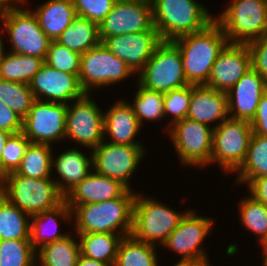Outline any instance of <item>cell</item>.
<instances>
[{
	"mask_svg": "<svg viewBox=\"0 0 267 266\" xmlns=\"http://www.w3.org/2000/svg\"><path fill=\"white\" fill-rule=\"evenodd\" d=\"M251 127L254 134L267 137V91L261 97Z\"/></svg>",
	"mask_w": 267,
	"mask_h": 266,
	"instance_id": "45",
	"label": "cell"
},
{
	"mask_svg": "<svg viewBox=\"0 0 267 266\" xmlns=\"http://www.w3.org/2000/svg\"><path fill=\"white\" fill-rule=\"evenodd\" d=\"M173 42L182 56L184 75L189 84L205 85L219 53L229 43L214 20L205 29L181 36Z\"/></svg>",
	"mask_w": 267,
	"mask_h": 266,
	"instance_id": "2",
	"label": "cell"
},
{
	"mask_svg": "<svg viewBox=\"0 0 267 266\" xmlns=\"http://www.w3.org/2000/svg\"><path fill=\"white\" fill-rule=\"evenodd\" d=\"M77 266H110V265L107 263L96 261L94 259H90L80 254L77 261Z\"/></svg>",
	"mask_w": 267,
	"mask_h": 266,
	"instance_id": "47",
	"label": "cell"
},
{
	"mask_svg": "<svg viewBox=\"0 0 267 266\" xmlns=\"http://www.w3.org/2000/svg\"><path fill=\"white\" fill-rule=\"evenodd\" d=\"M52 169H55L61 178L55 180L59 191L65 197L92 171V153L89 157L77 148H69L57 158L52 157Z\"/></svg>",
	"mask_w": 267,
	"mask_h": 266,
	"instance_id": "24",
	"label": "cell"
},
{
	"mask_svg": "<svg viewBox=\"0 0 267 266\" xmlns=\"http://www.w3.org/2000/svg\"><path fill=\"white\" fill-rule=\"evenodd\" d=\"M142 145H119L105 142L92 149L93 171L120 181L128 189L130 179L145 155Z\"/></svg>",
	"mask_w": 267,
	"mask_h": 266,
	"instance_id": "13",
	"label": "cell"
},
{
	"mask_svg": "<svg viewBox=\"0 0 267 266\" xmlns=\"http://www.w3.org/2000/svg\"><path fill=\"white\" fill-rule=\"evenodd\" d=\"M67 104L35 100L22 121V133L35 144L64 140Z\"/></svg>",
	"mask_w": 267,
	"mask_h": 266,
	"instance_id": "14",
	"label": "cell"
},
{
	"mask_svg": "<svg viewBox=\"0 0 267 266\" xmlns=\"http://www.w3.org/2000/svg\"><path fill=\"white\" fill-rule=\"evenodd\" d=\"M20 6L0 13L2 31L10 38L9 51L45 60L51 40L40 28L35 14Z\"/></svg>",
	"mask_w": 267,
	"mask_h": 266,
	"instance_id": "8",
	"label": "cell"
},
{
	"mask_svg": "<svg viewBox=\"0 0 267 266\" xmlns=\"http://www.w3.org/2000/svg\"><path fill=\"white\" fill-rule=\"evenodd\" d=\"M227 93L205 85H192L187 118L215 128L228 118ZM220 120L214 127L210 125Z\"/></svg>",
	"mask_w": 267,
	"mask_h": 266,
	"instance_id": "22",
	"label": "cell"
},
{
	"mask_svg": "<svg viewBox=\"0 0 267 266\" xmlns=\"http://www.w3.org/2000/svg\"><path fill=\"white\" fill-rule=\"evenodd\" d=\"M80 254L79 242L73 235H67L38 249L36 263L39 264L36 266H77Z\"/></svg>",
	"mask_w": 267,
	"mask_h": 266,
	"instance_id": "30",
	"label": "cell"
},
{
	"mask_svg": "<svg viewBox=\"0 0 267 266\" xmlns=\"http://www.w3.org/2000/svg\"><path fill=\"white\" fill-rule=\"evenodd\" d=\"M77 16L99 25L110 13L116 0H72Z\"/></svg>",
	"mask_w": 267,
	"mask_h": 266,
	"instance_id": "42",
	"label": "cell"
},
{
	"mask_svg": "<svg viewBox=\"0 0 267 266\" xmlns=\"http://www.w3.org/2000/svg\"><path fill=\"white\" fill-rule=\"evenodd\" d=\"M56 41L70 50L83 54L101 43L98 24L77 16Z\"/></svg>",
	"mask_w": 267,
	"mask_h": 266,
	"instance_id": "28",
	"label": "cell"
},
{
	"mask_svg": "<svg viewBox=\"0 0 267 266\" xmlns=\"http://www.w3.org/2000/svg\"><path fill=\"white\" fill-rule=\"evenodd\" d=\"M215 17L229 43L249 44L267 34V0H231Z\"/></svg>",
	"mask_w": 267,
	"mask_h": 266,
	"instance_id": "6",
	"label": "cell"
},
{
	"mask_svg": "<svg viewBox=\"0 0 267 266\" xmlns=\"http://www.w3.org/2000/svg\"><path fill=\"white\" fill-rule=\"evenodd\" d=\"M236 173L235 185L267 176V137L252 134L246 158Z\"/></svg>",
	"mask_w": 267,
	"mask_h": 266,
	"instance_id": "32",
	"label": "cell"
},
{
	"mask_svg": "<svg viewBox=\"0 0 267 266\" xmlns=\"http://www.w3.org/2000/svg\"><path fill=\"white\" fill-rule=\"evenodd\" d=\"M4 50H5L4 43H3V39H2V36H1V32H0V56L2 55Z\"/></svg>",
	"mask_w": 267,
	"mask_h": 266,
	"instance_id": "51",
	"label": "cell"
},
{
	"mask_svg": "<svg viewBox=\"0 0 267 266\" xmlns=\"http://www.w3.org/2000/svg\"><path fill=\"white\" fill-rule=\"evenodd\" d=\"M251 67L247 44L228 43L213 64L205 86L227 93Z\"/></svg>",
	"mask_w": 267,
	"mask_h": 266,
	"instance_id": "19",
	"label": "cell"
},
{
	"mask_svg": "<svg viewBox=\"0 0 267 266\" xmlns=\"http://www.w3.org/2000/svg\"><path fill=\"white\" fill-rule=\"evenodd\" d=\"M81 54L68 49L56 40L51 41L45 63L58 71L79 76Z\"/></svg>",
	"mask_w": 267,
	"mask_h": 266,
	"instance_id": "39",
	"label": "cell"
},
{
	"mask_svg": "<svg viewBox=\"0 0 267 266\" xmlns=\"http://www.w3.org/2000/svg\"><path fill=\"white\" fill-rule=\"evenodd\" d=\"M127 190L120 181L92 171L65 196V202L72 210L77 205L105 202L121 197Z\"/></svg>",
	"mask_w": 267,
	"mask_h": 266,
	"instance_id": "21",
	"label": "cell"
},
{
	"mask_svg": "<svg viewBox=\"0 0 267 266\" xmlns=\"http://www.w3.org/2000/svg\"><path fill=\"white\" fill-rule=\"evenodd\" d=\"M57 219L73 221L72 211L65 201L52 210L31 216L30 242L35 251L45 244L63 239L69 235V233L65 234L57 231L58 222H60ZM49 225H53V228Z\"/></svg>",
	"mask_w": 267,
	"mask_h": 266,
	"instance_id": "25",
	"label": "cell"
},
{
	"mask_svg": "<svg viewBox=\"0 0 267 266\" xmlns=\"http://www.w3.org/2000/svg\"><path fill=\"white\" fill-rule=\"evenodd\" d=\"M250 196L267 206V176L257 177L247 183Z\"/></svg>",
	"mask_w": 267,
	"mask_h": 266,
	"instance_id": "46",
	"label": "cell"
},
{
	"mask_svg": "<svg viewBox=\"0 0 267 266\" xmlns=\"http://www.w3.org/2000/svg\"><path fill=\"white\" fill-rule=\"evenodd\" d=\"M52 150V145L31 143L14 173L32 179L51 178Z\"/></svg>",
	"mask_w": 267,
	"mask_h": 266,
	"instance_id": "33",
	"label": "cell"
},
{
	"mask_svg": "<svg viewBox=\"0 0 267 266\" xmlns=\"http://www.w3.org/2000/svg\"><path fill=\"white\" fill-rule=\"evenodd\" d=\"M263 251V255H264V259H263V264H262V266H267V249H265V250H262Z\"/></svg>",
	"mask_w": 267,
	"mask_h": 266,
	"instance_id": "52",
	"label": "cell"
},
{
	"mask_svg": "<svg viewBox=\"0 0 267 266\" xmlns=\"http://www.w3.org/2000/svg\"><path fill=\"white\" fill-rule=\"evenodd\" d=\"M181 164L203 167L211 164L213 128L189 118L168 130Z\"/></svg>",
	"mask_w": 267,
	"mask_h": 266,
	"instance_id": "10",
	"label": "cell"
},
{
	"mask_svg": "<svg viewBox=\"0 0 267 266\" xmlns=\"http://www.w3.org/2000/svg\"><path fill=\"white\" fill-rule=\"evenodd\" d=\"M37 7L32 12L37 17L40 28L51 41L57 40L77 17L72 0H48Z\"/></svg>",
	"mask_w": 267,
	"mask_h": 266,
	"instance_id": "26",
	"label": "cell"
},
{
	"mask_svg": "<svg viewBox=\"0 0 267 266\" xmlns=\"http://www.w3.org/2000/svg\"><path fill=\"white\" fill-rule=\"evenodd\" d=\"M86 93L82 98L67 104L65 138L74 140L89 149L104 140V112ZM74 104V105H73Z\"/></svg>",
	"mask_w": 267,
	"mask_h": 266,
	"instance_id": "12",
	"label": "cell"
},
{
	"mask_svg": "<svg viewBox=\"0 0 267 266\" xmlns=\"http://www.w3.org/2000/svg\"><path fill=\"white\" fill-rule=\"evenodd\" d=\"M138 90L134 98L133 112L142 126L145 120H161L164 116V94L141 86L137 82ZM144 120V121H143Z\"/></svg>",
	"mask_w": 267,
	"mask_h": 266,
	"instance_id": "37",
	"label": "cell"
},
{
	"mask_svg": "<svg viewBox=\"0 0 267 266\" xmlns=\"http://www.w3.org/2000/svg\"><path fill=\"white\" fill-rule=\"evenodd\" d=\"M23 119L0 100V129L10 134L22 132Z\"/></svg>",
	"mask_w": 267,
	"mask_h": 266,
	"instance_id": "44",
	"label": "cell"
},
{
	"mask_svg": "<svg viewBox=\"0 0 267 266\" xmlns=\"http://www.w3.org/2000/svg\"><path fill=\"white\" fill-rule=\"evenodd\" d=\"M30 240H0V266H36Z\"/></svg>",
	"mask_w": 267,
	"mask_h": 266,
	"instance_id": "38",
	"label": "cell"
},
{
	"mask_svg": "<svg viewBox=\"0 0 267 266\" xmlns=\"http://www.w3.org/2000/svg\"><path fill=\"white\" fill-rule=\"evenodd\" d=\"M252 134L249 121L228 117L213 128L211 163H217L225 173H235L246 158Z\"/></svg>",
	"mask_w": 267,
	"mask_h": 266,
	"instance_id": "9",
	"label": "cell"
},
{
	"mask_svg": "<svg viewBox=\"0 0 267 266\" xmlns=\"http://www.w3.org/2000/svg\"><path fill=\"white\" fill-rule=\"evenodd\" d=\"M158 31H146L103 38L101 43L137 74L161 42Z\"/></svg>",
	"mask_w": 267,
	"mask_h": 266,
	"instance_id": "18",
	"label": "cell"
},
{
	"mask_svg": "<svg viewBox=\"0 0 267 266\" xmlns=\"http://www.w3.org/2000/svg\"><path fill=\"white\" fill-rule=\"evenodd\" d=\"M98 27L100 40L116 35L157 31L150 0H116Z\"/></svg>",
	"mask_w": 267,
	"mask_h": 266,
	"instance_id": "15",
	"label": "cell"
},
{
	"mask_svg": "<svg viewBox=\"0 0 267 266\" xmlns=\"http://www.w3.org/2000/svg\"><path fill=\"white\" fill-rule=\"evenodd\" d=\"M31 216L0 194V240H30Z\"/></svg>",
	"mask_w": 267,
	"mask_h": 266,
	"instance_id": "29",
	"label": "cell"
},
{
	"mask_svg": "<svg viewBox=\"0 0 267 266\" xmlns=\"http://www.w3.org/2000/svg\"><path fill=\"white\" fill-rule=\"evenodd\" d=\"M29 87L36 100L63 104L73 102L86 94L79 76L58 71L46 63L33 76Z\"/></svg>",
	"mask_w": 267,
	"mask_h": 266,
	"instance_id": "17",
	"label": "cell"
},
{
	"mask_svg": "<svg viewBox=\"0 0 267 266\" xmlns=\"http://www.w3.org/2000/svg\"><path fill=\"white\" fill-rule=\"evenodd\" d=\"M31 142L22 132L10 134L1 157V179L17 170Z\"/></svg>",
	"mask_w": 267,
	"mask_h": 266,
	"instance_id": "40",
	"label": "cell"
},
{
	"mask_svg": "<svg viewBox=\"0 0 267 266\" xmlns=\"http://www.w3.org/2000/svg\"><path fill=\"white\" fill-rule=\"evenodd\" d=\"M153 22L161 40L173 41L205 29L215 20L196 0H150Z\"/></svg>",
	"mask_w": 267,
	"mask_h": 266,
	"instance_id": "3",
	"label": "cell"
},
{
	"mask_svg": "<svg viewBox=\"0 0 267 266\" xmlns=\"http://www.w3.org/2000/svg\"><path fill=\"white\" fill-rule=\"evenodd\" d=\"M0 100L24 119L36 99L29 84L0 78Z\"/></svg>",
	"mask_w": 267,
	"mask_h": 266,
	"instance_id": "36",
	"label": "cell"
},
{
	"mask_svg": "<svg viewBox=\"0 0 267 266\" xmlns=\"http://www.w3.org/2000/svg\"><path fill=\"white\" fill-rule=\"evenodd\" d=\"M135 73L100 43L81 54L79 80L86 93L93 88L116 84Z\"/></svg>",
	"mask_w": 267,
	"mask_h": 266,
	"instance_id": "11",
	"label": "cell"
},
{
	"mask_svg": "<svg viewBox=\"0 0 267 266\" xmlns=\"http://www.w3.org/2000/svg\"><path fill=\"white\" fill-rule=\"evenodd\" d=\"M136 193L131 236L159 247L175 230L189 210L179 213L154 198Z\"/></svg>",
	"mask_w": 267,
	"mask_h": 266,
	"instance_id": "5",
	"label": "cell"
},
{
	"mask_svg": "<svg viewBox=\"0 0 267 266\" xmlns=\"http://www.w3.org/2000/svg\"><path fill=\"white\" fill-rule=\"evenodd\" d=\"M252 68L267 82V34L247 44Z\"/></svg>",
	"mask_w": 267,
	"mask_h": 266,
	"instance_id": "43",
	"label": "cell"
},
{
	"mask_svg": "<svg viewBox=\"0 0 267 266\" xmlns=\"http://www.w3.org/2000/svg\"><path fill=\"white\" fill-rule=\"evenodd\" d=\"M191 95L192 84L171 90L164 94V116H172L168 127H166V131H168L170 126L174 123L187 118Z\"/></svg>",
	"mask_w": 267,
	"mask_h": 266,
	"instance_id": "41",
	"label": "cell"
},
{
	"mask_svg": "<svg viewBox=\"0 0 267 266\" xmlns=\"http://www.w3.org/2000/svg\"><path fill=\"white\" fill-rule=\"evenodd\" d=\"M141 125L133 112L130 102L122 99L104 113V136H110V143L119 145H143L135 142Z\"/></svg>",
	"mask_w": 267,
	"mask_h": 266,
	"instance_id": "23",
	"label": "cell"
},
{
	"mask_svg": "<svg viewBox=\"0 0 267 266\" xmlns=\"http://www.w3.org/2000/svg\"><path fill=\"white\" fill-rule=\"evenodd\" d=\"M240 220L243 227L257 234L262 250L267 249V206L250 195L239 202Z\"/></svg>",
	"mask_w": 267,
	"mask_h": 266,
	"instance_id": "35",
	"label": "cell"
},
{
	"mask_svg": "<svg viewBox=\"0 0 267 266\" xmlns=\"http://www.w3.org/2000/svg\"><path fill=\"white\" fill-rule=\"evenodd\" d=\"M10 136V133L1 130L0 129V179H1V157H2V152L3 148L5 146L7 138Z\"/></svg>",
	"mask_w": 267,
	"mask_h": 266,
	"instance_id": "50",
	"label": "cell"
},
{
	"mask_svg": "<svg viewBox=\"0 0 267 266\" xmlns=\"http://www.w3.org/2000/svg\"><path fill=\"white\" fill-rule=\"evenodd\" d=\"M266 91L267 82L251 67L227 92L229 118L251 122Z\"/></svg>",
	"mask_w": 267,
	"mask_h": 266,
	"instance_id": "20",
	"label": "cell"
},
{
	"mask_svg": "<svg viewBox=\"0 0 267 266\" xmlns=\"http://www.w3.org/2000/svg\"><path fill=\"white\" fill-rule=\"evenodd\" d=\"M212 226L211 217L198 216L194 209H189L162 247L181 255V261L209 262L201 244L212 230Z\"/></svg>",
	"mask_w": 267,
	"mask_h": 266,
	"instance_id": "16",
	"label": "cell"
},
{
	"mask_svg": "<svg viewBox=\"0 0 267 266\" xmlns=\"http://www.w3.org/2000/svg\"><path fill=\"white\" fill-rule=\"evenodd\" d=\"M5 51L0 56V78L4 80L29 84L45 63L42 58Z\"/></svg>",
	"mask_w": 267,
	"mask_h": 266,
	"instance_id": "31",
	"label": "cell"
},
{
	"mask_svg": "<svg viewBox=\"0 0 267 266\" xmlns=\"http://www.w3.org/2000/svg\"><path fill=\"white\" fill-rule=\"evenodd\" d=\"M0 193L29 216L52 210L65 201L55 178L32 179L14 172L0 179Z\"/></svg>",
	"mask_w": 267,
	"mask_h": 266,
	"instance_id": "4",
	"label": "cell"
},
{
	"mask_svg": "<svg viewBox=\"0 0 267 266\" xmlns=\"http://www.w3.org/2000/svg\"><path fill=\"white\" fill-rule=\"evenodd\" d=\"M156 246L126 236L119 244L114 266H159Z\"/></svg>",
	"mask_w": 267,
	"mask_h": 266,
	"instance_id": "34",
	"label": "cell"
},
{
	"mask_svg": "<svg viewBox=\"0 0 267 266\" xmlns=\"http://www.w3.org/2000/svg\"><path fill=\"white\" fill-rule=\"evenodd\" d=\"M135 197L136 192L128 189L121 197L112 200L75 206L71 210L72 219L76 221L75 233H113L123 237L130 236Z\"/></svg>",
	"mask_w": 267,
	"mask_h": 266,
	"instance_id": "1",
	"label": "cell"
},
{
	"mask_svg": "<svg viewBox=\"0 0 267 266\" xmlns=\"http://www.w3.org/2000/svg\"><path fill=\"white\" fill-rule=\"evenodd\" d=\"M81 255L114 266L122 235L113 233L76 234Z\"/></svg>",
	"mask_w": 267,
	"mask_h": 266,
	"instance_id": "27",
	"label": "cell"
},
{
	"mask_svg": "<svg viewBox=\"0 0 267 266\" xmlns=\"http://www.w3.org/2000/svg\"><path fill=\"white\" fill-rule=\"evenodd\" d=\"M138 73L137 82L141 86L163 94L189 85L184 75L181 53L173 41L162 40Z\"/></svg>",
	"mask_w": 267,
	"mask_h": 266,
	"instance_id": "7",
	"label": "cell"
},
{
	"mask_svg": "<svg viewBox=\"0 0 267 266\" xmlns=\"http://www.w3.org/2000/svg\"><path fill=\"white\" fill-rule=\"evenodd\" d=\"M27 0H0V13L11 8L17 7L19 4H27Z\"/></svg>",
	"mask_w": 267,
	"mask_h": 266,
	"instance_id": "48",
	"label": "cell"
},
{
	"mask_svg": "<svg viewBox=\"0 0 267 266\" xmlns=\"http://www.w3.org/2000/svg\"><path fill=\"white\" fill-rule=\"evenodd\" d=\"M210 262H203V261H181L179 260L173 266H211Z\"/></svg>",
	"mask_w": 267,
	"mask_h": 266,
	"instance_id": "49",
	"label": "cell"
}]
</instances>
